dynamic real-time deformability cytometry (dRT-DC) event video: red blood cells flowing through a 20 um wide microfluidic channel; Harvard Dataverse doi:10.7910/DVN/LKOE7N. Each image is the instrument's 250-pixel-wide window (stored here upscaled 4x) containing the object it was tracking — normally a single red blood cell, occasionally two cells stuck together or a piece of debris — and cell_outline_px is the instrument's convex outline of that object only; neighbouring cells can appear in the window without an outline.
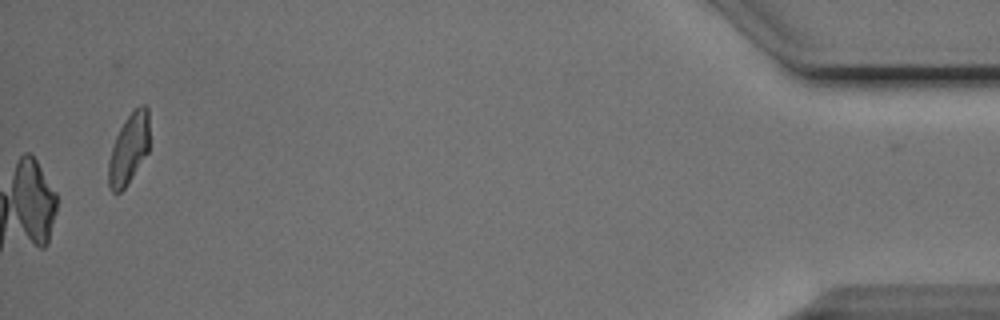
{"species": "Egyptian fruit bat (a non-hibernating species)", "species_latin": "Rousettus aegyptiacus", "temperature_condition": "cold", "stored_images_in_passage": 41, "camera_frame_rate_fps": 3000, "um_per_image_px": 0.085, "animal": {"sex": "male"}, "frame": {"image": 1, "passage_image": 41, "time_ms": 13.333, "image_size_px": [1000, 320], "cell_outline_px": [[148, 152], [124, 188], [120, 192], [112, 192], [108, 184], [108, 160], [116, 136], [124, 120], [140, 104], [144, 104], [148, 108]], "centroid_in_image_um": [10.93, 12.65], "position_along_channel_um": 424.3, "area_um2": 16.53}}